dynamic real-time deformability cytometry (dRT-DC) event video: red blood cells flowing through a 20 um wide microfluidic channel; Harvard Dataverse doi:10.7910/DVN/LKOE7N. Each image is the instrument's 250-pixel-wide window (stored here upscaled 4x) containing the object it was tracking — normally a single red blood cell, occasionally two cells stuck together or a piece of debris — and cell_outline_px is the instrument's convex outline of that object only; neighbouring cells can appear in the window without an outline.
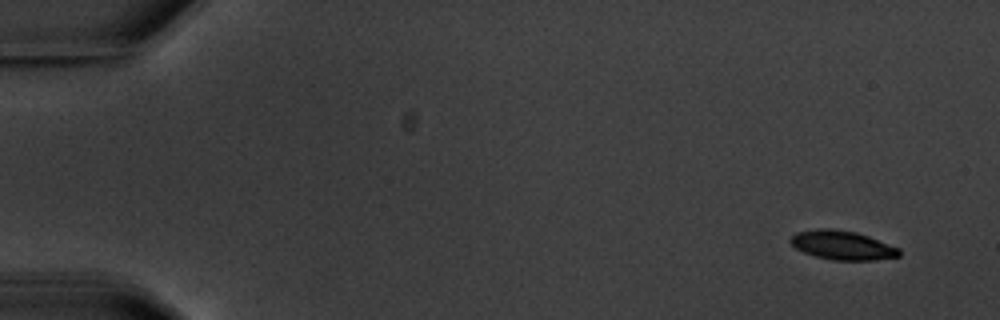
{"species": "common noctule bat (a hibernating species)", "species_latin": "Nyctalus noctula", "temperature_condition": "warm", "stored_images_in_passage": 9, "camera_frame_rate_fps": 3000, "um_per_image_px": 0.085, "animal": {"sex": "male", "body_mass_g": 20.1, "forearm_length_mm": 53.5}, "frame": {"image": 1, "passage_image": 1, "time_ms": 0.0, "image_size_px": [1000, 320], "cell_outline_px": [[900, 256], [876, 260], [832, 260], [816, 256], [804, 252], [796, 248], [788, 240], [796, 232], [816, 228], [832, 228], [856, 232], [868, 236], [900, 248]], "centroid_in_image_um": [71.6, 20.83], "position_along_channel_um": 13.4, "area_um2": 18.44}}
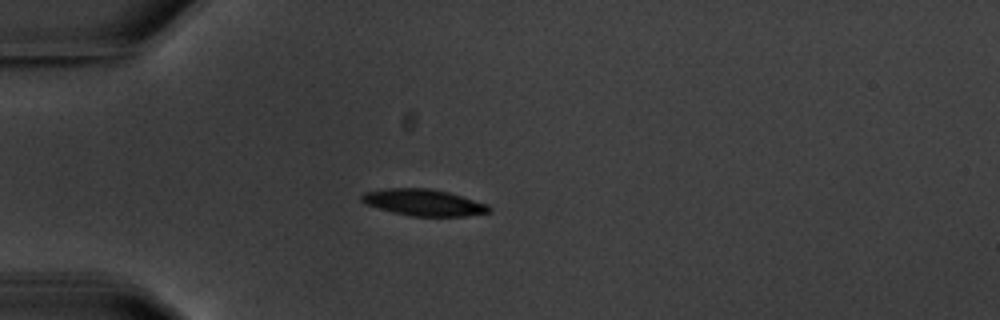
{"frame": {"image": 2, "passage_image": 4, "time_ms": 4.333, "image_size_px": [1000, 320], "cell_outline_px": [[492, 208], [488, 212], [464, 216], [412, 216], [392, 212], [364, 204], [360, 200], [360, 196], [364, 192], [384, 188], [428, 188], [448, 192], [488, 204]], "centroid_in_image_um": [35.96, 17.2], "position_along_channel_um": 49.0, "area_um2": 19.71}}
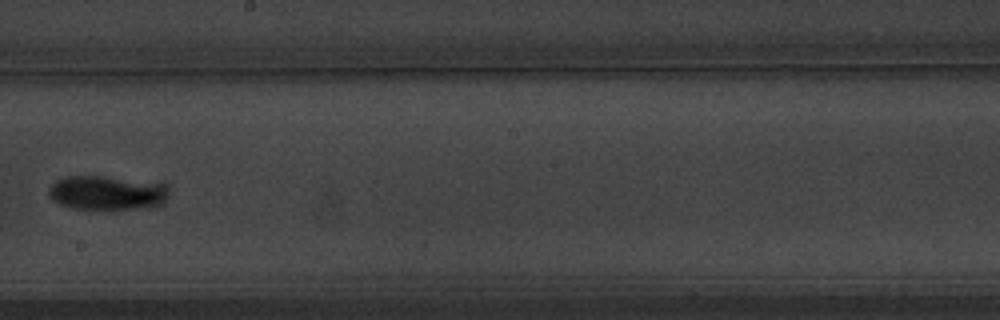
{"frame": {"image": 3, "passage_image": 9, "time_ms": 10.333, "image_size_px": [1000, 320], "cell_outline_px": [[160, 196], [148, 208], [72, 208], [60, 204], [52, 200], [48, 196], [48, 192], [52, 184], [68, 176], [100, 176], [156, 188], [160, 192]], "centroid_in_image_um": [8.64, 16.43], "position_along_channel_um": 239.6, "area_um2": 20.92}}